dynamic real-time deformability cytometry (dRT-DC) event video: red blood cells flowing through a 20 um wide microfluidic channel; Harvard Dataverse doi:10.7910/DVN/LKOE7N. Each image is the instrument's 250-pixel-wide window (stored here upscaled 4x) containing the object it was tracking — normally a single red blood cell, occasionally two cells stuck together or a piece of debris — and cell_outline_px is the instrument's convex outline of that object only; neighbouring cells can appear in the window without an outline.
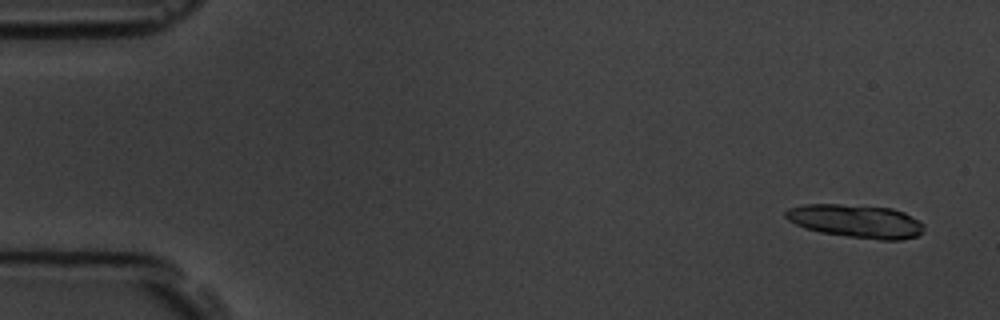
{"species": "common noctule bat (a hibernating species)", "species_latin": "Nyctalus noctula", "temperature_condition": "room temperature", "stored_images_in_passage": 4, "camera_frame_rate_fps": 3000, "um_per_image_px": 0.085, "animal": {"sex": "male", "body_mass_g": 19.5, "forearm_length_mm": 54.6}, "frame": {"image": 1, "passage_image": 1, "time_ms": 0.0, "image_size_px": [1000, 320], "cell_outline_px": [[924, 228], [916, 236], [900, 240], [880, 240], [848, 236], [820, 232], [804, 228], [788, 220], [784, 216], [784, 212], [788, 208], [804, 204], [840, 204], [892, 208], [904, 212], [924, 224]], "centroid_in_image_um": [72.73, 18.79], "position_along_channel_um": 12.3, "area_um2": 26.7}}